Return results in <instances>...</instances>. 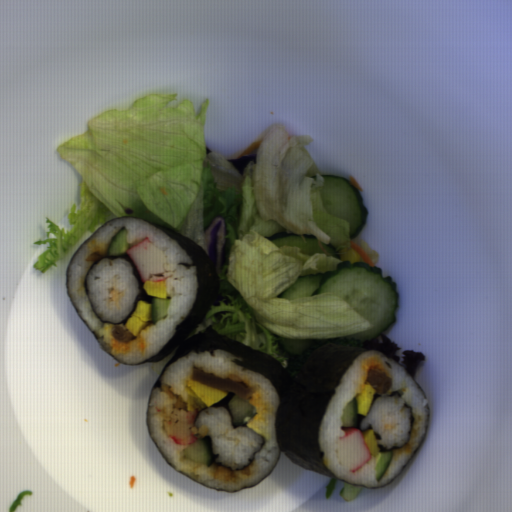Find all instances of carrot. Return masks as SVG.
<instances>
[{"label": "carrot", "instance_id": "1", "mask_svg": "<svg viewBox=\"0 0 512 512\" xmlns=\"http://www.w3.org/2000/svg\"><path fill=\"white\" fill-rule=\"evenodd\" d=\"M350 247H353L354 250L359 254V256H360L359 261L366 262L370 266L374 267L373 261L371 260V258L369 257V255L366 253V251L363 249V247L361 245H359L358 243L350 242Z\"/></svg>", "mask_w": 512, "mask_h": 512}, {"label": "carrot", "instance_id": "2", "mask_svg": "<svg viewBox=\"0 0 512 512\" xmlns=\"http://www.w3.org/2000/svg\"><path fill=\"white\" fill-rule=\"evenodd\" d=\"M261 141H256L254 143H251L250 146L243 152L242 156L243 155H246V154H255L256 155V150L259 146Z\"/></svg>", "mask_w": 512, "mask_h": 512}, {"label": "carrot", "instance_id": "3", "mask_svg": "<svg viewBox=\"0 0 512 512\" xmlns=\"http://www.w3.org/2000/svg\"><path fill=\"white\" fill-rule=\"evenodd\" d=\"M349 183L353 184L358 192L364 193L363 188L358 180H356L353 176L349 175Z\"/></svg>", "mask_w": 512, "mask_h": 512}]
</instances>
